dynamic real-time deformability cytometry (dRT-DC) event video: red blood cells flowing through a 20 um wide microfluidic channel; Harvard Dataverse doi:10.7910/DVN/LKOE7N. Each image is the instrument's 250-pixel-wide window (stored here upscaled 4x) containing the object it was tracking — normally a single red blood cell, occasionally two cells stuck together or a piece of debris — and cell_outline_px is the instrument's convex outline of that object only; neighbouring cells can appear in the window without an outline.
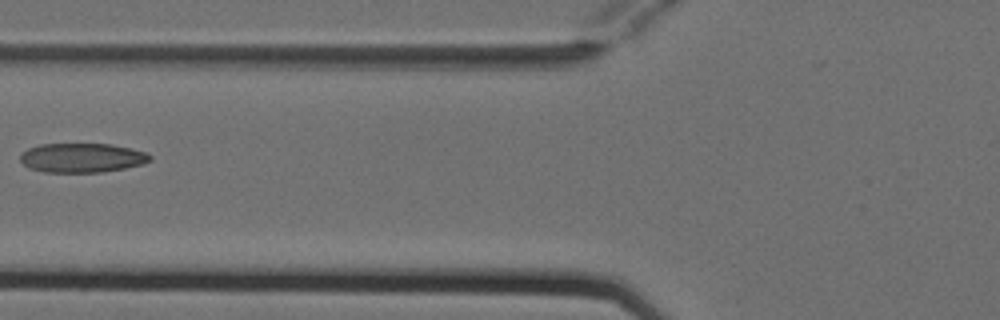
{"species": "Egyptian fruit bat (a non-hibernating species)", "species_latin": "Rousettus aegyptiacus", "temperature_condition": "cold", "stored_images_in_passage": 3, "camera_frame_rate_fps": 3000, "um_per_image_px": 0.085, "animal": {"sex": "female"}, "frame": {"image": 1, "passage_image": 3, "time_ms": 0.667, "image_size_px": [1000, 320], "cell_outline_px": [[152, 160], [144, 164], [124, 168], [100, 172], [44, 172], [28, 168], [20, 160], [20, 156], [28, 148], [40, 144], [108, 144], [132, 148], [144, 152], [152, 156]], "centroid_in_image_um": [6.98, 13.41], "position_along_channel_um": 118.8, "area_um2": 22.14}}